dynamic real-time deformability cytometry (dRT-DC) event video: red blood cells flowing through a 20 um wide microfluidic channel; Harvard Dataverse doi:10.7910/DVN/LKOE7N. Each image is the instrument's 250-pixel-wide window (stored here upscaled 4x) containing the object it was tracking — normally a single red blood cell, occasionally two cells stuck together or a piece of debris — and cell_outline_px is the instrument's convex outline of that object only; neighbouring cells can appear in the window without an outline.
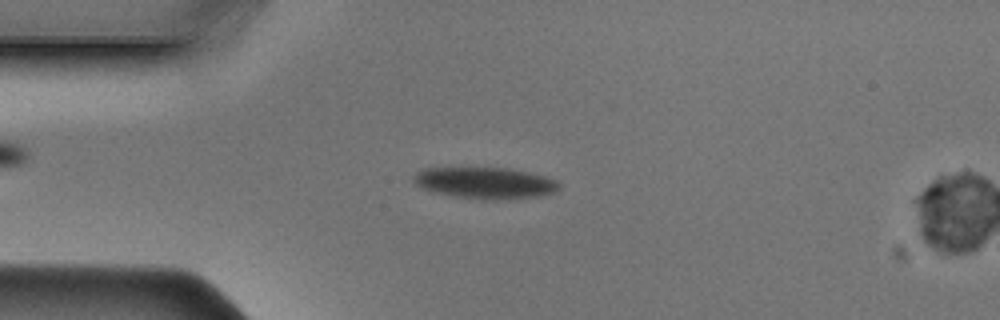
{"species": "Egyptian fruit bat (a non-hibernating species)", "species_latin": "Rousettus aegyptiacus", "temperature_condition": "cold", "stored_images_in_passage": 11, "camera_frame_rate_fps": 3000, "um_per_image_px": 0.085, "animal": {"sex": "male"}, "frame": {"image": 1, "passage_image": 10, "time_ms": 3.0, "image_size_px": [1000, 320], "cell_outline_px": [[560, 188], [556, 192], [536, 196], [504, 200], [492, 200], [456, 196], [436, 192], [424, 188], [416, 184], [412, 180], [412, 176], [416, 172], [424, 168], [508, 168], [548, 176], [556, 180], [560, 184]], "centroid_in_image_um": [41.28, 15.54], "position_along_channel_um": 43.7, "area_um2": 26.59}}